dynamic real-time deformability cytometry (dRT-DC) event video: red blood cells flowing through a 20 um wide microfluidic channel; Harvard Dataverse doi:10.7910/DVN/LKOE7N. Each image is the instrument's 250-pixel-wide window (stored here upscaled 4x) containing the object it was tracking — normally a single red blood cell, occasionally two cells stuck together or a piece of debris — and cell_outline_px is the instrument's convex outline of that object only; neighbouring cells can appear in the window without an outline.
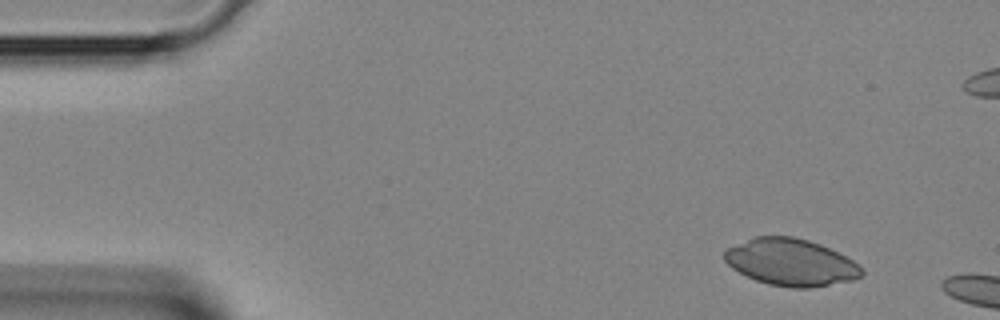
{"species": "Egyptian fruit bat (a non-hibernating species)", "species_latin": "Rousettus aegyptiacus", "temperature_condition": "room temperature", "stored_images_in_passage": 4, "camera_frame_rate_fps": 3000, "um_per_image_px": 0.085, "animal": {"sex": "female"}, "frame": {"image": 1, "passage_image": 1, "time_ms": 0.0, "image_size_px": [1000, 320], "cell_outline_px": [[864, 276], [852, 280], [812, 288], [792, 288], [768, 284], [756, 280], [732, 268], [724, 260], [724, 252], [728, 248], [756, 236], [792, 236], [808, 240], [820, 244], [852, 260], [864, 272]], "centroid_in_image_um": [67.23, 22.3], "position_along_channel_um": 17.8, "area_um2": 37.22}}